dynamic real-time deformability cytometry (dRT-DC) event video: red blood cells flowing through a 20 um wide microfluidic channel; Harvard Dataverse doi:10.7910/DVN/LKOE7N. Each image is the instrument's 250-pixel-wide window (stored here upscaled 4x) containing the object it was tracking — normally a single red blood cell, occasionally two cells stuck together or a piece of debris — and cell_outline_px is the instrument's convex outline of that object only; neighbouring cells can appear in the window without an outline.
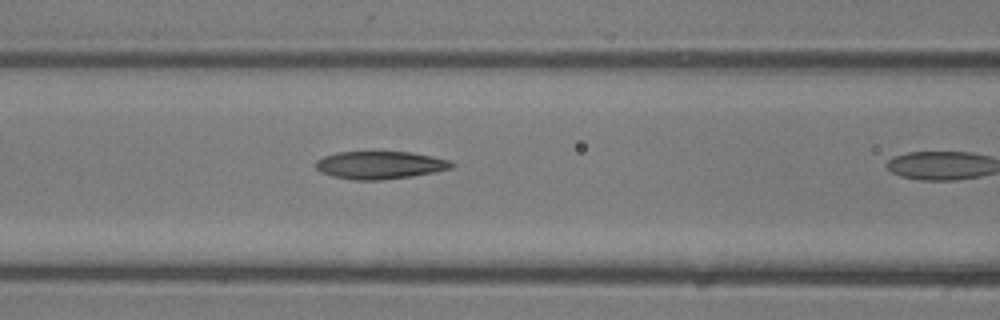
{"species": "common noctule bat (a hibernating species)", "species_latin": "Nyctalus noctula", "temperature_condition": "room temperature", "stored_images_in_passage": 7, "camera_frame_rate_fps": 3000, "um_per_image_px": 0.085, "animal": {"sex": "male", "body_mass_g": 13.3}, "frame": {"image": 1, "passage_image": 6, "time_ms": 1.667, "image_size_px": [1000, 320], "cell_outline_px": [[456, 164], [452, 168], [436, 172], [412, 176], [380, 180], [352, 180], [332, 176], [320, 172], [312, 164], [316, 160], [324, 156], [336, 152], [412, 152], [432, 156], [448, 160]], "centroid_in_image_um": [32.27, 14.03], "position_along_channel_um": 134.3, "area_um2": 22.2}}